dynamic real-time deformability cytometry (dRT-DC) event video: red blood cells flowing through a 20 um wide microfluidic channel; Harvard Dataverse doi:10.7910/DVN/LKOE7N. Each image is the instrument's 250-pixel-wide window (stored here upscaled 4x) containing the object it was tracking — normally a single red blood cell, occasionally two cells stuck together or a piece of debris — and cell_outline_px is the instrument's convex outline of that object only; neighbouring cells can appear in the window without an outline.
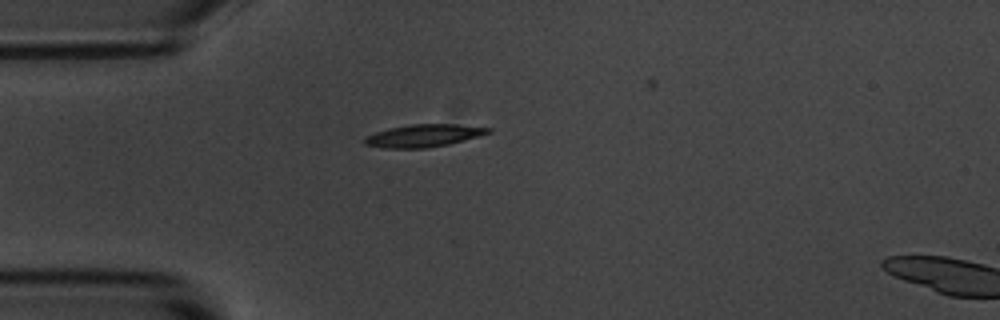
{"species": "common noctule bat (a hibernating species)", "species_latin": "Nyctalus noctula", "temperature_condition": "room temperature", "stored_images_in_passage": 35, "camera_frame_rate_fps": 3000, "um_per_image_px": 0.085, "animal": {"sex": "male", "body_mass_g": 20.1, "forearm_length_mm": 53.5}, "frame": {"image": 1, "passage_image": 1, "time_ms": 0.0, "image_size_px": [1000, 320], "cell_outline_px": [[492, 132], [464, 140], [448, 144], [428, 148], [384, 148], [364, 144], [364, 136], [388, 128], [412, 124], [456, 124], [492, 128]], "centroid_in_image_um": [36.0, 11.53], "position_along_channel_um": 49.0, "area_um2": 16.24}}
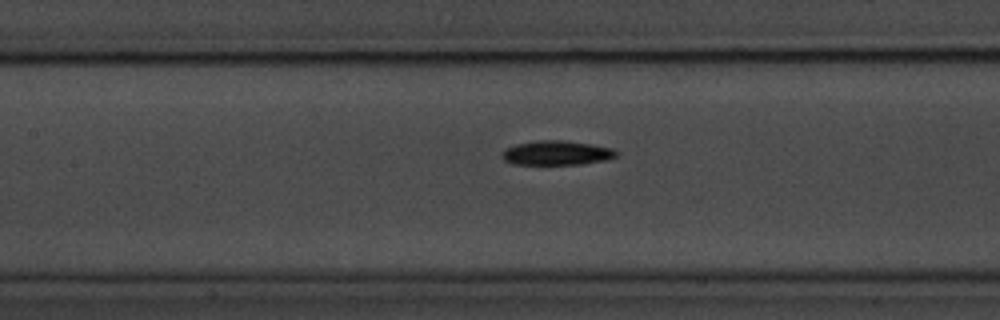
{"frame": {"image": 2, "passage_image": 11, "time_ms": 3.333, "image_size_px": [1000, 320], "cell_outline_px": [[620, 152], [616, 156], [608, 160], [580, 164], [512, 164], [504, 160], [500, 156], [500, 152], [504, 148], [516, 144], [536, 140], [564, 140], [592, 144], [612, 148]], "centroid_in_image_um": [47.29, 12.99], "position_along_channel_um": 160.1, "area_um2": 16.53}}
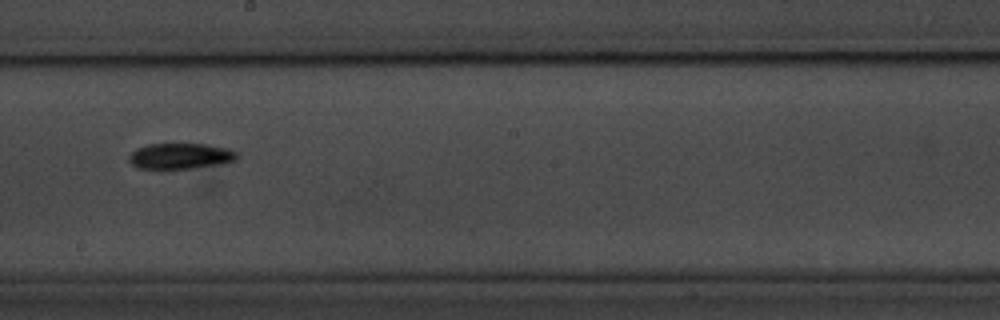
{"frame": {"image": 3, "passage_image": 17, "time_ms": 5.333, "image_size_px": [1000, 320], "cell_outline_px": [[240, 156], [236, 160], [220, 164], [192, 168], [136, 168], [128, 160], [128, 156], [136, 148], [148, 144], [208, 144], [228, 148], [240, 152]], "centroid_in_image_um": [15.38, 13.25], "position_along_channel_um": 232.8, "area_um2": 16.36}, "authors_computed_cell_mechanics": {"area_um2": 16.6464, "velocity_mm_per_s": 3.6528, "shape_relaxation_time_tau1_ms": 2.3617, "shape_relaxation_time_tau2_ms": null, "deformation_change_tau1": 0.1215, "deformation_change_tau2": null}}